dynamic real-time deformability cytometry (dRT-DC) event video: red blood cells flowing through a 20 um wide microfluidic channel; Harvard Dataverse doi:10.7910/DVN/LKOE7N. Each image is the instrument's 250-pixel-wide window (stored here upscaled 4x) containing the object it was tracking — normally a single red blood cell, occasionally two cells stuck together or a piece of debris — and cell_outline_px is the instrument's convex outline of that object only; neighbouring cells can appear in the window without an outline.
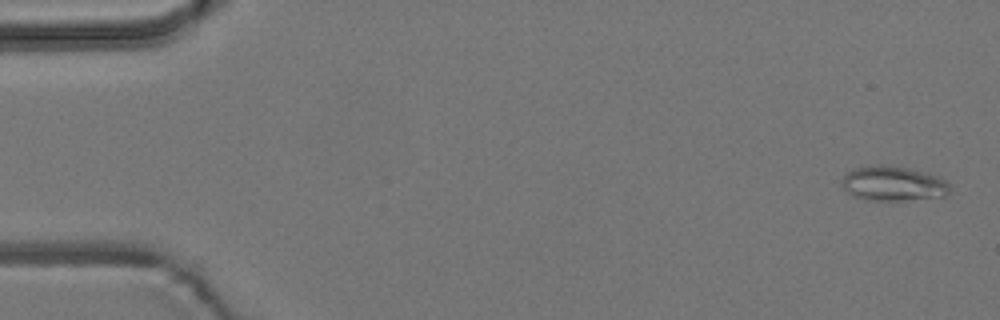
{"species": "common noctule bat (a hibernating species)", "species_latin": "Nyctalus noctula", "temperature_condition": "room temperature", "stored_images_in_passage": 5, "camera_frame_rate_fps": 3000, "um_per_image_px": 0.085, "animal": {"sex": "male", "body_mass_g": 19.2, "forearm_length_mm": 51.8}, "frame": {"image": 1, "passage_image": 1, "time_ms": 0.0, "image_size_px": [1000, 320], "cell_outline_px": [[952, 192], [944, 196], [900, 200], [868, 200], [852, 196], [844, 188], [844, 176], [848, 172], [856, 168], [868, 164], [880, 164], [908, 168], [928, 172], [940, 176], [948, 184]], "centroid_in_image_um": [75.96, 15.59], "position_along_channel_um": 9.0, "area_um2": 21.85}}